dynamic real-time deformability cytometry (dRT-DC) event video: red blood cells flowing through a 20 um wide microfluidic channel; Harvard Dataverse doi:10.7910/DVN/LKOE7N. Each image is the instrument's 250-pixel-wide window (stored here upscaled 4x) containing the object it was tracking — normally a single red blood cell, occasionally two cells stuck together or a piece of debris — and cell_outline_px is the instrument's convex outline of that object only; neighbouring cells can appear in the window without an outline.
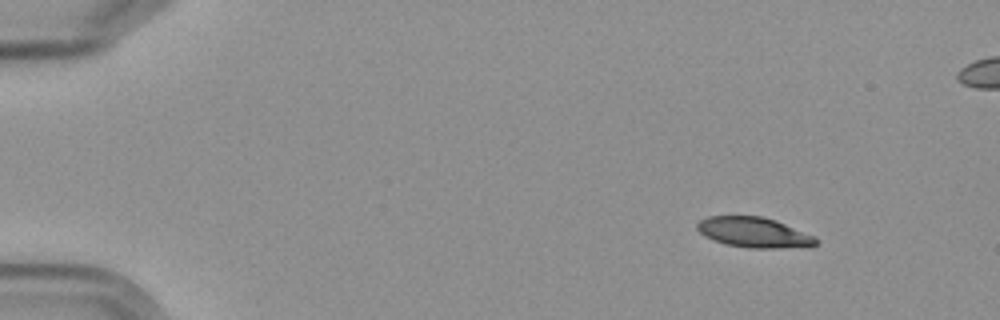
{"species": "Egyptian fruit bat (a non-hibernating species)", "species_latin": "Rousettus aegyptiacus", "temperature_condition": "cold", "stored_images_in_passage": 5, "camera_frame_rate_fps": 3000, "um_per_image_px": 0.085, "frame": {"image": 1, "passage_image": 1, "time_ms": 0.0, "image_size_px": [1000, 320], "cell_outline_px": [[820, 240], [812, 248], [752, 248], [724, 244], [704, 236], [696, 228], [696, 224], [700, 220], [708, 216], [760, 216], [776, 220], [816, 236]], "centroid_in_image_um": [64.16, 19.77], "position_along_channel_um": 20.8, "area_um2": 21.33}}